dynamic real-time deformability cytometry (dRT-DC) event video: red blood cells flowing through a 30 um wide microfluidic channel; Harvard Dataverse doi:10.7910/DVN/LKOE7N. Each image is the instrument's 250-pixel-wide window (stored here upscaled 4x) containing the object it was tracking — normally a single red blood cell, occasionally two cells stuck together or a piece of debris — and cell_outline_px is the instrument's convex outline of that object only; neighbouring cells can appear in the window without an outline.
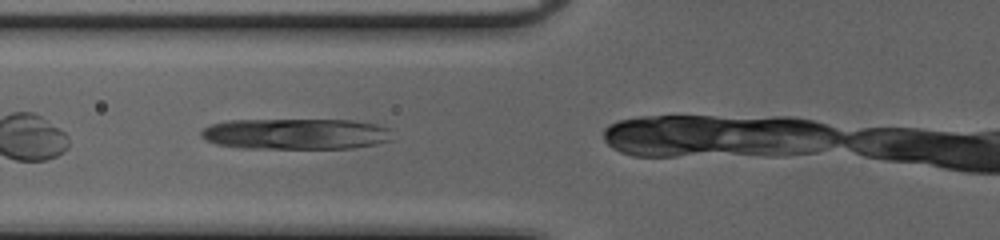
{"species": "common noctule bat (a hibernating species)", "species_latin": "Nyctalus noctula", "temperature_condition": "cold", "stored_images_in_passage": 10, "camera_frame_rate_fps": 3000, "um_per_image_px": 0.085, "animal": {"sex": "female", "body_mass_g": 20.0, "forearm_length_mm": 54.0}, "frame": {"image": 1, "passage_image": 4, "time_ms": 1.0, "image_size_px": [1000, 240], "cell_outline_px": [[392, 140], [376, 144], [356, 148], [244, 148], [216, 144], [204, 140], [200, 136], [200, 132], [204, 128], [212, 124], [228, 120], [352, 120], [376, 124], [392, 128]], "centroid_in_image_um": [25.18, 11.38], "position_along_channel_um": 100.6, "area_um2": 34.74}}